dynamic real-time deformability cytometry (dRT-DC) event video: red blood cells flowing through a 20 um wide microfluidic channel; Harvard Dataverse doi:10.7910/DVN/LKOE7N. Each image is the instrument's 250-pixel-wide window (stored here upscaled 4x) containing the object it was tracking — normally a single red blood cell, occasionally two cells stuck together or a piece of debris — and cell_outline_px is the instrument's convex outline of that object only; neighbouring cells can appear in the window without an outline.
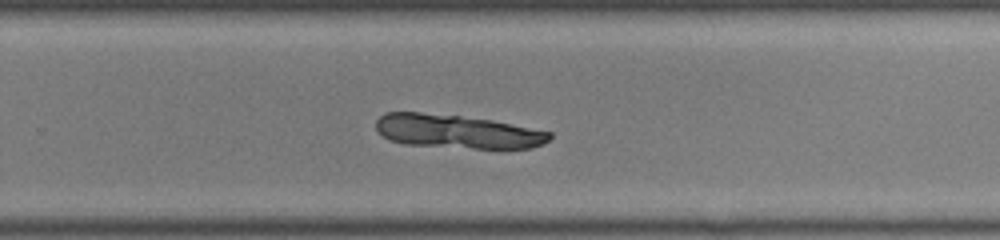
{"species": "common noctule bat (a hibernating species)", "species_latin": "Nyctalus noctula", "temperature_condition": "room temperature", "stored_images_in_passage": 39, "camera_frame_rate_fps": 3000, "um_per_image_px": 0.085, "animal": {"sex": "male", "body_mass_g": 19.0, "forearm_length_mm": 50.8}, "frame": {"image": 1, "passage_image": 21, "time_ms": 6.667, "image_size_px": [1000, 240], "cell_outline_px": [[552, 136], [544, 144], [532, 148], [472, 148], [404, 144], [388, 140], [376, 128], [376, 120], [384, 112], [420, 112], [460, 116], [492, 120], [552, 132]], "centroid_in_image_um": [38.85, 11.17], "position_along_channel_um": 290.9, "area_um2": 33.99}}